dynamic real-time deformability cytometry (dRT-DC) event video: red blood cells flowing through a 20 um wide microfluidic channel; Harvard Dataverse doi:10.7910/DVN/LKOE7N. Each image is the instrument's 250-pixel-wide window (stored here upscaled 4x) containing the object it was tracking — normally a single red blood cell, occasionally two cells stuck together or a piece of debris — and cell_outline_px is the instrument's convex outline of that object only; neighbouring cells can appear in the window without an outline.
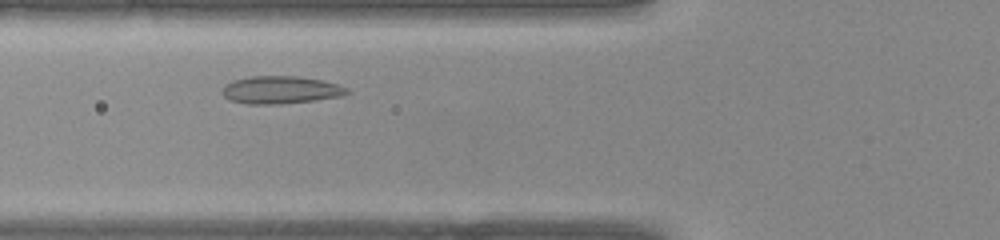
{"species": "common noctule bat (a hibernating species)", "species_latin": "Nyctalus noctula", "temperature_condition": "warm", "stored_images_in_passage": 25, "camera_frame_rate_fps": 3000, "um_per_image_px": 0.085, "animal": {"sex": "female", "body_mass_g": 22.0, "forearm_length_mm": 56.7}, "frame": {"image": 1, "passage_image": 6, "time_ms": 1.667, "image_size_px": [1000, 240], "cell_outline_px": [[352, 92], [344, 96], [316, 100], [280, 104], [248, 104], [232, 100], [224, 96], [220, 92], [224, 84], [232, 80], [248, 76], [296, 76], [320, 80], [336, 84], [348, 88]], "centroid_in_image_um": [23.85, 7.64], "position_along_channel_um": 102.0, "area_um2": 20.29}}
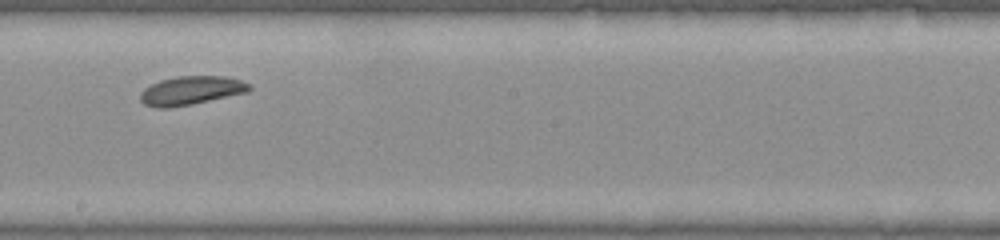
{"frame": {"image": 2, "passage_image": 14, "time_ms": 4.333, "image_size_px": [1000, 240], "cell_outline_px": [[252, 88], [248, 92], [192, 104], [168, 108], [156, 108], [144, 104], [140, 100], [140, 92], [144, 88], [160, 80], [176, 76], [224, 76], [240, 80], [252, 84]], "centroid_in_image_um": [16.24, 7.69], "position_along_channel_um": 232.0, "area_um2": 18.32}}
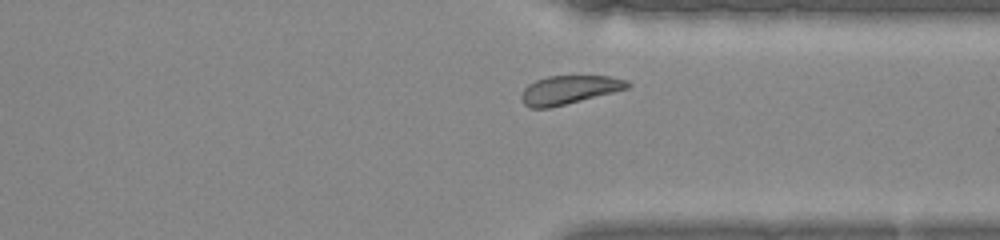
{"frame": {"image": 3, "passage_image": 22, "time_ms": 7.0, "image_size_px": [1000, 240], "cell_outline_px": [[632, 84], [628, 88], [548, 108], [528, 108], [524, 104], [520, 96], [524, 88], [528, 84], [536, 80], [548, 76], [608, 76], [628, 80]], "centroid_in_image_um": [48.34, 7.62], "position_along_channel_um": 363.1, "area_um2": 17.46}}